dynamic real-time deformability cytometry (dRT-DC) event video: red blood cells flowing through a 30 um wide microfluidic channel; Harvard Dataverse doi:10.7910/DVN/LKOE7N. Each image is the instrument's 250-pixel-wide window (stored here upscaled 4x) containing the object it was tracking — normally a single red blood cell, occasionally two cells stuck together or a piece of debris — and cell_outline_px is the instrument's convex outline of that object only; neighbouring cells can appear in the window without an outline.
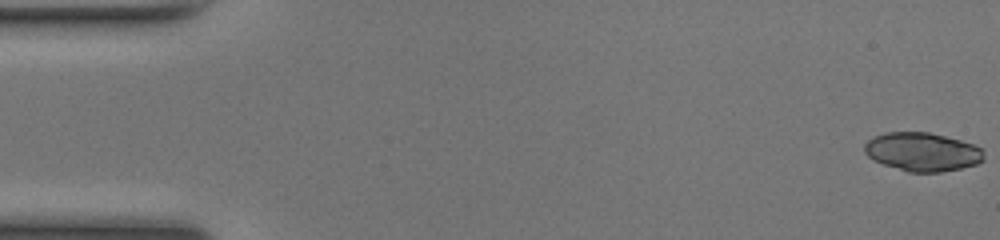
{"species": "common noctule bat (a hibernating species)", "species_latin": "Nyctalus noctula", "temperature_condition": "room temperature", "stored_images_in_passage": 50, "segment_of_instrument_passage": [1, 2], "camera_frame_rate_fps": 3000, "um_per_image_px": 0.085, "animal": {"sex": "female", "body_mass_g": 17.0, "forearm_length_mm": 48.0}, "frame": {"image": 1, "passage_image": 1, "time_ms": 0.0, "image_size_px": [1000, 240], "cell_outline_px": [[984, 160], [976, 164], [960, 168], [940, 172], [908, 172], [872, 160], [864, 152], [864, 144], [868, 140], [884, 132], [928, 132], [960, 140], [984, 148]], "centroid_in_image_um": [78.4, 12.91], "position_along_channel_um": 6.6, "area_um2": 26.88}}
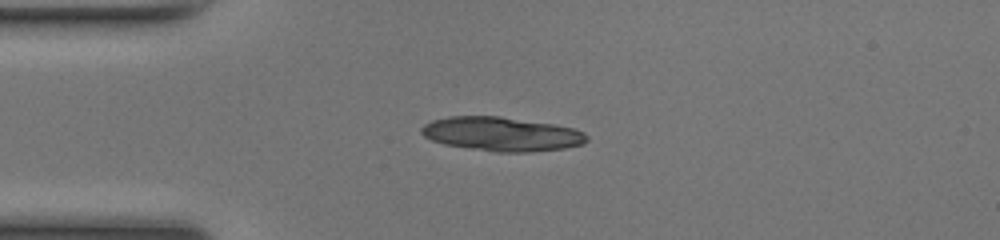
{"frame": {"image": 2, "passage_image": 13, "time_ms": 4.0, "image_size_px": [1000, 240], "cell_outline_px": [[588, 140], [584, 144], [564, 148], [528, 152], [496, 152], [444, 144], [432, 140], [424, 136], [420, 132], [420, 128], [424, 124], [432, 120], [448, 116], [500, 116], [556, 124], [572, 128], [584, 132], [588, 136]], "centroid_in_image_um": [42.65, 11.38], "position_along_channel_um": 42.4, "area_um2": 32.95}}